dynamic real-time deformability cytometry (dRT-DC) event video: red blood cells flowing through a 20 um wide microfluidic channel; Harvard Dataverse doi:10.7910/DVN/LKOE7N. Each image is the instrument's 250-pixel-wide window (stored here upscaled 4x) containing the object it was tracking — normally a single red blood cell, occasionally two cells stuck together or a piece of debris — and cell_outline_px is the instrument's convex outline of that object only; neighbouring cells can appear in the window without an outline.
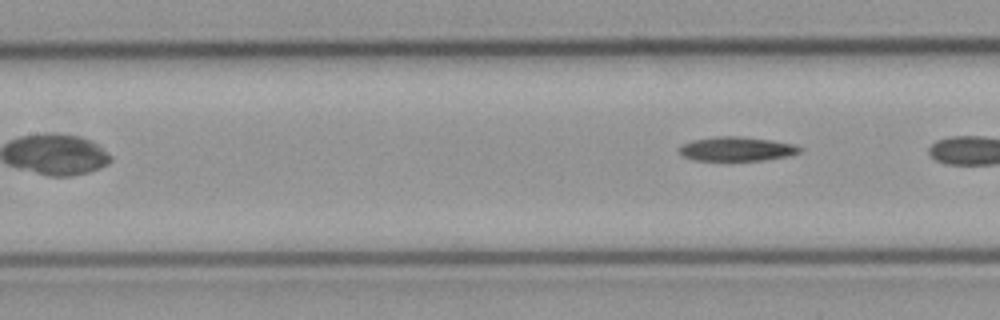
{"species": "common noctule bat (a hibernating species)", "species_latin": "Nyctalus noctula", "temperature_condition": "cold", "stored_images_in_passage": 4, "camera_frame_rate_fps": 3000, "um_per_image_px": 0.085, "animal": {"sex": "male", "body_mass_g": 23.1, "forearm_length_mm": 52.7}, "frame": {"image": 1, "passage_image": 4, "time_ms": 1.0, "image_size_px": [1000, 320], "cell_outline_px": [[800, 152], [788, 156], [764, 160], [692, 160], [680, 156], [676, 148], [680, 144], [692, 140], [716, 136], [740, 136], [772, 140], [792, 144], [800, 148]], "centroid_in_image_um": [62.5, 12.65], "position_along_channel_um": 144.9, "area_um2": 17.17}}